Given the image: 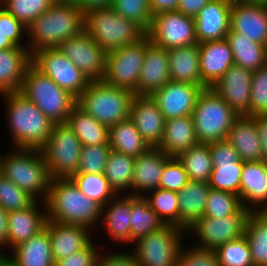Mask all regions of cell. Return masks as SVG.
Returning <instances> with one entry per match:
<instances>
[{
	"mask_svg": "<svg viewBox=\"0 0 267 266\" xmlns=\"http://www.w3.org/2000/svg\"><path fill=\"white\" fill-rule=\"evenodd\" d=\"M12 148L40 149L48 140L53 123L21 92L0 94Z\"/></svg>",
	"mask_w": 267,
	"mask_h": 266,
	"instance_id": "1",
	"label": "cell"
},
{
	"mask_svg": "<svg viewBox=\"0 0 267 266\" xmlns=\"http://www.w3.org/2000/svg\"><path fill=\"white\" fill-rule=\"evenodd\" d=\"M85 13L69 0H57L46 12L27 26L31 54L45 48H58L84 30Z\"/></svg>",
	"mask_w": 267,
	"mask_h": 266,
	"instance_id": "2",
	"label": "cell"
},
{
	"mask_svg": "<svg viewBox=\"0 0 267 266\" xmlns=\"http://www.w3.org/2000/svg\"><path fill=\"white\" fill-rule=\"evenodd\" d=\"M46 207L50 221L84 226L94 233L100 229L101 206L83 194L71 178L51 179Z\"/></svg>",
	"mask_w": 267,
	"mask_h": 266,
	"instance_id": "3",
	"label": "cell"
},
{
	"mask_svg": "<svg viewBox=\"0 0 267 266\" xmlns=\"http://www.w3.org/2000/svg\"><path fill=\"white\" fill-rule=\"evenodd\" d=\"M10 150L0 153V173L36 201L46 202L51 176L41 151L24 148Z\"/></svg>",
	"mask_w": 267,
	"mask_h": 266,
	"instance_id": "4",
	"label": "cell"
},
{
	"mask_svg": "<svg viewBox=\"0 0 267 266\" xmlns=\"http://www.w3.org/2000/svg\"><path fill=\"white\" fill-rule=\"evenodd\" d=\"M84 31L106 52L134 44L146 36L138 24L122 17L111 7L86 11Z\"/></svg>",
	"mask_w": 267,
	"mask_h": 266,
	"instance_id": "5",
	"label": "cell"
},
{
	"mask_svg": "<svg viewBox=\"0 0 267 266\" xmlns=\"http://www.w3.org/2000/svg\"><path fill=\"white\" fill-rule=\"evenodd\" d=\"M135 94L114 87L103 80L90 81L77 99V105L108 129L130 118V106Z\"/></svg>",
	"mask_w": 267,
	"mask_h": 266,
	"instance_id": "6",
	"label": "cell"
},
{
	"mask_svg": "<svg viewBox=\"0 0 267 266\" xmlns=\"http://www.w3.org/2000/svg\"><path fill=\"white\" fill-rule=\"evenodd\" d=\"M53 123H66L77 99L56 85L32 64L28 67L20 91Z\"/></svg>",
	"mask_w": 267,
	"mask_h": 266,
	"instance_id": "7",
	"label": "cell"
},
{
	"mask_svg": "<svg viewBox=\"0 0 267 266\" xmlns=\"http://www.w3.org/2000/svg\"><path fill=\"white\" fill-rule=\"evenodd\" d=\"M239 116L215 91L204 89L192 113L198 142L209 144L225 140Z\"/></svg>",
	"mask_w": 267,
	"mask_h": 266,
	"instance_id": "8",
	"label": "cell"
},
{
	"mask_svg": "<svg viewBox=\"0 0 267 266\" xmlns=\"http://www.w3.org/2000/svg\"><path fill=\"white\" fill-rule=\"evenodd\" d=\"M186 237V230L165 225L133 242L131 251L138 266H177Z\"/></svg>",
	"mask_w": 267,
	"mask_h": 266,
	"instance_id": "9",
	"label": "cell"
},
{
	"mask_svg": "<svg viewBox=\"0 0 267 266\" xmlns=\"http://www.w3.org/2000/svg\"><path fill=\"white\" fill-rule=\"evenodd\" d=\"M82 146L67 123L54 124L48 140L39 149L51 179L71 178L78 172Z\"/></svg>",
	"mask_w": 267,
	"mask_h": 266,
	"instance_id": "10",
	"label": "cell"
},
{
	"mask_svg": "<svg viewBox=\"0 0 267 266\" xmlns=\"http://www.w3.org/2000/svg\"><path fill=\"white\" fill-rule=\"evenodd\" d=\"M250 213L249 209L242 206L236 213L221 219L201 217L186 230V238L192 239L191 245L196 248L216 250L219 246L245 235Z\"/></svg>",
	"mask_w": 267,
	"mask_h": 266,
	"instance_id": "11",
	"label": "cell"
},
{
	"mask_svg": "<svg viewBox=\"0 0 267 266\" xmlns=\"http://www.w3.org/2000/svg\"><path fill=\"white\" fill-rule=\"evenodd\" d=\"M147 51V35L138 42L107 52L103 81L138 96V80Z\"/></svg>",
	"mask_w": 267,
	"mask_h": 266,
	"instance_id": "12",
	"label": "cell"
},
{
	"mask_svg": "<svg viewBox=\"0 0 267 266\" xmlns=\"http://www.w3.org/2000/svg\"><path fill=\"white\" fill-rule=\"evenodd\" d=\"M32 65L76 99L90 83L81 70L58 48H45L33 52Z\"/></svg>",
	"mask_w": 267,
	"mask_h": 266,
	"instance_id": "13",
	"label": "cell"
},
{
	"mask_svg": "<svg viewBox=\"0 0 267 266\" xmlns=\"http://www.w3.org/2000/svg\"><path fill=\"white\" fill-rule=\"evenodd\" d=\"M146 35L154 44L167 50L198 44L194 18L178 11L153 15L150 29Z\"/></svg>",
	"mask_w": 267,
	"mask_h": 266,
	"instance_id": "14",
	"label": "cell"
},
{
	"mask_svg": "<svg viewBox=\"0 0 267 266\" xmlns=\"http://www.w3.org/2000/svg\"><path fill=\"white\" fill-rule=\"evenodd\" d=\"M58 49L90 81L103 80L107 52L83 30L79 35L62 42Z\"/></svg>",
	"mask_w": 267,
	"mask_h": 266,
	"instance_id": "15",
	"label": "cell"
},
{
	"mask_svg": "<svg viewBox=\"0 0 267 266\" xmlns=\"http://www.w3.org/2000/svg\"><path fill=\"white\" fill-rule=\"evenodd\" d=\"M252 71L233 64L211 88L240 116L250 117Z\"/></svg>",
	"mask_w": 267,
	"mask_h": 266,
	"instance_id": "16",
	"label": "cell"
},
{
	"mask_svg": "<svg viewBox=\"0 0 267 266\" xmlns=\"http://www.w3.org/2000/svg\"><path fill=\"white\" fill-rule=\"evenodd\" d=\"M203 91L200 86L169 81L151 97L157 103L165 120L192 116L197 98Z\"/></svg>",
	"mask_w": 267,
	"mask_h": 266,
	"instance_id": "17",
	"label": "cell"
},
{
	"mask_svg": "<svg viewBox=\"0 0 267 266\" xmlns=\"http://www.w3.org/2000/svg\"><path fill=\"white\" fill-rule=\"evenodd\" d=\"M233 0H211L195 16L198 44L225 39L230 31V13Z\"/></svg>",
	"mask_w": 267,
	"mask_h": 266,
	"instance_id": "18",
	"label": "cell"
},
{
	"mask_svg": "<svg viewBox=\"0 0 267 266\" xmlns=\"http://www.w3.org/2000/svg\"><path fill=\"white\" fill-rule=\"evenodd\" d=\"M132 213V196L117 195L105 206L101 207L100 227L107 233L106 242L123 244L124 247L131 245L130 220ZM130 245H128V244Z\"/></svg>",
	"mask_w": 267,
	"mask_h": 266,
	"instance_id": "19",
	"label": "cell"
},
{
	"mask_svg": "<svg viewBox=\"0 0 267 266\" xmlns=\"http://www.w3.org/2000/svg\"><path fill=\"white\" fill-rule=\"evenodd\" d=\"M46 202L34 201L29 207L8 213V251L46 228Z\"/></svg>",
	"mask_w": 267,
	"mask_h": 266,
	"instance_id": "20",
	"label": "cell"
},
{
	"mask_svg": "<svg viewBox=\"0 0 267 266\" xmlns=\"http://www.w3.org/2000/svg\"><path fill=\"white\" fill-rule=\"evenodd\" d=\"M230 30L267 46V5L247 4L233 0Z\"/></svg>",
	"mask_w": 267,
	"mask_h": 266,
	"instance_id": "21",
	"label": "cell"
},
{
	"mask_svg": "<svg viewBox=\"0 0 267 266\" xmlns=\"http://www.w3.org/2000/svg\"><path fill=\"white\" fill-rule=\"evenodd\" d=\"M171 81L168 50L147 36V51L138 80V96H151Z\"/></svg>",
	"mask_w": 267,
	"mask_h": 266,
	"instance_id": "22",
	"label": "cell"
},
{
	"mask_svg": "<svg viewBox=\"0 0 267 266\" xmlns=\"http://www.w3.org/2000/svg\"><path fill=\"white\" fill-rule=\"evenodd\" d=\"M130 119L151 147H157L160 144L166 120L151 96L133 97Z\"/></svg>",
	"mask_w": 267,
	"mask_h": 266,
	"instance_id": "23",
	"label": "cell"
},
{
	"mask_svg": "<svg viewBox=\"0 0 267 266\" xmlns=\"http://www.w3.org/2000/svg\"><path fill=\"white\" fill-rule=\"evenodd\" d=\"M46 228L51 239L54 262L84 249L96 237L91 229L79 225L61 224L48 220Z\"/></svg>",
	"mask_w": 267,
	"mask_h": 266,
	"instance_id": "24",
	"label": "cell"
},
{
	"mask_svg": "<svg viewBox=\"0 0 267 266\" xmlns=\"http://www.w3.org/2000/svg\"><path fill=\"white\" fill-rule=\"evenodd\" d=\"M233 64V53L226 39L199 44V70L207 88H212Z\"/></svg>",
	"mask_w": 267,
	"mask_h": 266,
	"instance_id": "25",
	"label": "cell"
},
{
	"mask_svg": "<svg viewBox=\"0 0 267 266\" xmlns=\"http://www.w3.org/2000/svg\"><path fill=\"white\" fill-rule=\"evenodd\" d=\"M242 206L250 211H267V163L244 162L240 182Z\"/></svg>",
	"mask_w": 267,
	"mask_h": 266,
	"instance_id": "26",
	"label": "cell"
},
{
	"mask_svg": "<svg viewBox=\"0 0 267 266\" xmlns=\"http://www.w3.org/2000/svg\"><path fill=\"white\" fill-rule=\"evenodd\" d=\"M170 158L158 147H151L135 157L132 196H144L148 191L159 188L164 165Z\"/></svg>",
	"mask_w": 267,
	"mask_h": 266,
	"instance_id": "27",
	"label": "cell"
},
{
	"mask_svg": "<svg viewBox=\"0 0 267 266\" xmlns=\"http://www.w3.org/2000/svg\"><path fill=\"white\" fill-rule=\"evenodd\" d=\"M4 258L13 266H55L47 228L18 244Z\"/></svg>",
	"mask_w": 267,
	"mask_h": 266,
	"instance_id": "28",
	"label": "cell"
},
{
	"mask_svg": "<svg viewBox=\"0 0 267 266\" xmlns=\"http://www.w3.org/2000/svg\"><path fill=\"white\" fill-rule=\"evenodd\" d=\"M226 140L236 150L241 161L263 160L261 141L253 117L239 116L229 130Z\"/></svg>",
	"mask_w": 267,
	"mask_h": 266,
	"instance_id": "29",
	"label": "cell"
},
{
	"mask_svg": "<svg viewBox=\"0 0 267 266\" xmlns=\"http://www.w3.org/2000/svg\"><path fill=\"white\" fill-rule=\"evenodd\" d=\"M32 54L28 47L0 50V94L20 91Z\"/></svg>",
	"mask_w": 267,
	"mask_h": 266,
	"instance_id": "30",
	"label": "cell"
},
{
	"mask_svg": "<svg viewBox=\"0 0 267 266\" xmlns=\"http://www.w3.org/2000/svg\"><path fill=\"white\" fill-rule=\"evenodd\" d=\"M171 81L207 87L201 81L199 70V44H191L168 50Z\"/></svg>",
	"mask_w": 267,
	"mask_h": 266,
	"instance_id": "31",
	"label": "cell"
},
{
	"mask_svg": "<svg viewBox=\"0 0 267 266\" xmlns=\"http://www.w3.org/2000/svg\"><path fill=\"white\" fill-rule=\"evenodd\" d=\"M198 143L192 116H183L165 121L162 140L157 147L169 157H177Z\"/></svg>",
	"mask_w": 267,
	"mask_h": 266,
	"instance_id": "32",
	"label": "cell"
},
{
	"mask_svg": "<svg viewBox=\"0 0 267 266\" xmlns=\"http://www.w3.org/2000/svg\"><path fill=\"white\" fill-rule=\"evenodd\" d=\"M210 186L205 182L189 181L177 192L179 201V228L187 230L204 215Z\"/></svg>",
	"mask_w": 267,
	"mask_h": 266,
	"instance_id": "33",
	"label": "cell"
},
{
	"mask_svg": "<svg viewBox=\"0 0 267 266\" xmlns=\"http://www.w3.org/2000/svg\"><path fill=\"white\" fill-rule=\"evenodd\" d=\"M226 41L231 48L234 64L256 71L267 63V46L251 41L245 35L229 31Z\"/></svg>",
	"mask_w": 267,
	"mask_h": 266,
	"instance_id": "34",
	"label": "cell"
},
{
	"mask_svg": "<svg viewBox=\"0 0 267 266\" xmlns=\"http://www.w3.org/2000/svg\"><path fill=\"white\" fill-rule=\"evenodd\" d=\"M108 142L111 150L132 157H138L151 148L130 118L109 128Z\"/></svg>",
	"mask_w": 267,
	"mask_h": 266,
	"instance_id": "35",
	"label": "cell"
},
{
	"mask_svg": "<svg viewBox=\"0 0 267 266\" xmlns=\"http://www.w3.org/2000/svg\"><path fill=\"white\" fill-rule=\"evenodd\" d=\"M135 157L111 150L105 166L104 176L117 195L132 196V177Z\"/></svg>",
	"mask_w": 267,
	"mask_h": 266,
	"instance_id": "36",
	"label": "cell"
},
{
	"mask_svg": "<svg viewBox=\"0 0 267 266\" xmlns=\"http://www.w3.org/2000/svg\"><path fill=\"white\" fill-rule=\"evenodd\" d=\"M66 123L77 135L83 146L109 144V129L76 105Z\"/></svg>",
	"mask_w": 267,
	"mask_h": 266,
	"instance_id": "37",
	"label": "cell"
},
{
	"mask_svg": "<svg viewBox=\"0 0 267 266\" xmlns=\"http://www.w3.org/2000/svg\"><path fill=\"white\" fill-rule=\"evenodd\" d=\"M245 237L249 242L254 266H267V211H251Z\"/></svg>",
	"mask_w": 267,
	"mask_h": 266,
	"instance_id": "38",
	"label": "cell"
},
{
	"mask_svg": "<svg viewBox=\"0 0 267 266\" xmlns=\"http://www.w3.org/2000/svg\"><path fill=\"white\" fill-rule=\"evenodd\" d=\"M176 158L187 172L189 181L208 183L213 170L209 144L198 143Z\"/></svg>",
	"mask_w": 267,
	"mask_h": 266,
	"instance_id": "39",
	"label": "cell"
},
{
	"mask_svg": "<svg viewBox=\"0 0 267 266\" xmlns=\"http://www.w3.org/2000/svg\"><path fill=\"white\" fill-rule=\"evenodd\" d=\"M131 245L137 239L161 229L165 224L143 196H132Z\"/></svg>",
	"mask_w": 267,
	"mask_h": 266,
	"instance_id": "40",
	"label": "cell"
},
{
	"mask_svg": "<svg viewBox=\"0 0 267 266\" xmlns=\"http://www.w3.org/2000/svg\"><path fill=\"white\" fill-rule=\"evenodd\" d=\"M165 225L179 227V201L176 191L154 189L143 196Z\"/></svg>",
	"mask_w": 267,
	"mask_h": 266,
	"instance_id": "41",
	"label": "cell"
},
{
	"mask_svg": "<svg viewBox=\"0 0 267 266\" xmlns=\"http://www.w3.org/2000/svg\"><path fill=\"white\" fill-rule=\"evenodd\" d=\"M71 179L83 194L101 207L117 196L104 174H74Z\"/></svg>",
	"mask_w": 267,
	"mask_h": 266,
	"instance_id": "42",
	"label": "cell"
},
{
	"mask_svg": "<svg viewBox=\"0 0 267 266\" xmlns=\"http://www.w3.org/2000/svg\"><path fill=\"white\" fill-rule=\"evenodd\" d=\"M244 161L213 167L208 185L211 189L234 193L240 197V182Z\"/></svg>",
	"mask_w": 267,
	"mask_h": 266,
	"instance_id": "43",
	"label": "cell"
},
{
	"mask_svg": "<svg viewBox=\"0 0 267 266\" xmlns=\"http://www.w3.org/2000/svg\"><path fill=\"white\" fill-rule=\"evenodd\" d=\"M57 0H0V5L27 26L46 12Z\"/></svg>",
	"mask_w": 267,
	"mask_h": 266,
	"instance_id": "44",
	"label": "cell"
},
{
	"mask_svg": "<svg viewBox=\"0 0 267 266\" xmlns=\"http://www.w3.org/2000/svg\"><path fill=\"white\" fill-rule=\"evenodd\" d=\"M111 8L122 17L138 24L146 33L150 29L153 14L149 0H112Z\"/></svg>",
	"mask_w": 267,
	"mask_h": 266,
	"instance_id": "45",
	"label": "cell"
},
{
	"mask_svg": "<svg viewBox=\"0 0 267 266\" xmlns=\"http://www.w3.org/2000/svg\"><path fill=\"white\" fill-rule=\"evenodd\" d=\"M242 207L239 195L210 189L203 217L224 218Z\"/></svg>",
	"mask_w": 267,
	"mask_h": 266,
	"instance_id": "46",
	"label": "cell"
},
{
	"mask_svg": "<svg viewBox=\"0 0 267 266\" xmlns=\"http://www.w3.org/2000/svg\"><path fill=\"white\" fill-rule=\"evenodd\" d=\"M215 251L220 266H254L245 235L219 246Z\"/></svg>",
	"mask_w": 267,
	"mask_h": 266,
	"instance_id": "47",
	"label": "cell"
},
{
	"mask_svg": "<svg viewBox=\"0 0 267 266\" xmlns=\"http://www.w3.org/2000/svg\"><path fill=\"white\" fill-rule=\"evenodd\" d=\"M111 147L109 144L82 146L76 174H104Z\"/></svg>",
	"mask_w": 267,
	"mask_h": 266,
	"instance_id": "48",
	"label": "cell"
},
{
	"mask_svg": "<svg viewBox=\"0 0 267 266\" xmlns=\"http://www.w3.org/2000/svg\"><path fill=\"white\" fill-rule=\"evenodd\" d=\"M35 199L0 173V206L7 212L29 207Z\"/></svg>",
	"mask_w": 267,
	"mask_h": 266,
	"instance_id": "49",
	"label": "cell"
},
{
	"mask_svg": "<svg viewBox=\"0 0 267 266\" xmlns=\"http://www.w3.org/2000/svg\"><path fill=\"white\" fill-rule=\"evenodd\" d=\"M267 115V63L252 72L250 117Z\"/></svg>",
	"mask_w": 267,
	"mask_h": 266,
	"instance_id": "50",
	"label": "cell"
},
{
	"mask_svg": "<svg viewBox=\"0 0 267 266\" xmlns=\"http://www.w3.org/2000/svg\"><path fill=\"white\" fill-rule=\"evenodd\" d=\"M189 178L187 172L176 157H171L164 165L159 188L170 191H180Z\"/></svg>",
	"mask_w": 267,
	"mask_h": 266,
	"instance_id": "51",
	"label": "cell"
},
{
	"mask_svg": "<svg viewBox=\"0 0 267 266\" xmlns=\"http://www.w3.org/2000/svg\"><path fill=\"white\" fill-rule=\"evenodd\" d=\"M184 243L177 266H220L215 250H205Z\"/></svg>",
	"mask_w": 267,
	"mask_h": 266,
	"instance_id": "52",
	"label": "cell"
},
{
	"mask_svg": "<svg viewBox=\"0 0 267 266\" xmlns=\"http://www.w3.org/2000/svg\"><path fill=\"white\" fill-rule=\"evenodd\" d=\"M0 31L15 46L28 47L27 28L0 5ZM25 38V39H24ZM24 41V42H23Z\"/></svg>",
	"mask_w": 267,
	"mask_h": 266,
	"instance_id": "53",
	"label": "cell"
},
{
	"mask_svg": "<svg viewBox=\"0 0 267 266\" xmlns=\"http://www.w3.org/2000/svg\"><path fill=\"white\" fill-rule=\"evenodd\" d=\"M95 238L84 249L55 262V266H96L103 246H98Z\"/></svg>",
	"mask_w": 267,
	"mask_h": 266,
	"instance_id": "54",
	"label": "cell"
},
{
	"mask_svg": "<svg viewBox=\"0 0 267 266\" xmlns=\"http://www.w3.org/2000/svg\"><path fill=\"white\" fill-rule=\"evenodd\" d=\"M104 248L98 256L96 266H138L135 255L130 248L127 249V252L124 250L114 251L112 248H110L112 252L109 248L107 252Z\"/></svg>",
	"mask_w": 267,
	"mask_h": 266,
	"instance_id": "55",
	"label": "cell"
},
{
	"mask_svg": "<svg viewBox=\"0 0 267 266\" xmlns=\"http://www.w3.org/2000/svg\"><path fill=\"white\" fill-rule=\"evenodd\" d=\"M213 167L219 164L237 163L240 158L236 150L225 140L209 143Z\"/></svg>",
	"mask_w": 267,
	"mask_h": 266,
	"instance_id": "56",
	"label": "cell"
},
{
	"mask_svg": "<svg viewBox=\"0 0 267 266\" xmlns=\"http://www.w3.org/2000/svg\"><path fill=\"white\" fill-rule=\"evenodd\" d=\"M210 1L211 0H179L176 11L195 18L200 10Z\"/></svg>",
	"mask_w": 267,
	"mask_h": 266,
	"instance_id": "57",
	"label": "cell"
},
{
	"mask_svg": "<svg viewBox=\"0 0 267 266\" xmlns=\"http://www.w3.org/2000/svg\"><path fill=\"white\" fill-rule=\"evenodd\" d=\"M8 213L0 206V257L8 252Z\"/></svg>",
	"mask_w": 267,
	"mask_h": 266,
	"instance_id": "58",
	"label": "cell"
},
{
	"mask_svg": "<svg viewBox=\"0 0 267 266\" xmlns=\"http://www.w3.org/2000/svg\"><path fill=\"white\" fill-rule=\"evenodd\" d=\"M261 141L263 160H267V115L253 117Z\"/></svg>",
	"mask_w": 267,
	"mask_h": 266,
	"instance_id": "59",
	"label": "cell"
},
{
	"mask_svg": "<svg viewBox=\"0 0 267 266\" xmlns=\"http://www.w3.org/2000/svg\"><path fill=\"white\" fill-rule=\"evenodd\" d=\"M178 3L179 0H149L153 15L161 12L176 11Z\"/></svg>",
	"mask_w": 267,
	"mask_h": 266,
	"instance_id": "60",
	"label": "cell"
},
{
	"mask_svg": "<svg viewBox=\"0 0 267 266\" xmlns=\"http://www.w3.org/2000/svg\"><path fill=\"white\" fill-rule=\"evenodd\" d=\"M84 13L93 8L111 7L112 0H69Z\"/></svg>",
	"mask_w": 267,
	"mask_h": 266,
	"instance_id": "61",
	"label": "cell"
},
{
	"mask_svg": "<svg viewBox=\"0 0 267 266\" xmlns=\"http://www.w3.org/2000/svg\"><path fill=\"white\" fill-rule=\"evenodd\" d=\"M15 45L0 31V50L13 48Z\"/></svg>",
	"mask_w": 267,
	"mask_h": 266,
	"instance_id": "62",
	"label": "cell"
},
{
	"mask_svg": "<svg viewBox=\"0 0 267 266\" xmlns=\"http://www.w3.org/2000/svg\"><path fill=\"white\" fill-rule=\"evenodd\" d=\"M247 4L267 5V0H239Z\"/></svg>",
	"mask_w": 267,
	"mask_h": 266,
	"instance_id": "63",
	"label": "cell"
},
{
	"mask_svg": "<svg viewBox=\"0 0 267 266\" xmlns=\"http://www.w3.org/2000/svg\"><path fill=\"white\" fill-rule=\"evenodd\" d=\"M0 266H13L6 258L0 257Z\"/></svg>",
	"mask_w": 267,
	"mask_h": 266,
	"instance_id": "64",
	"label": "cell"
}]
</instances>
